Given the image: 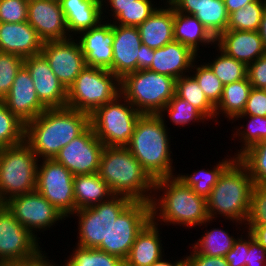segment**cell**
<instances>
[{
  "label": "cell",
  "mask_w": 266,
  "mask_h": 266,
  "mask_svg": "<svg viewBox=\"0 0 266 266\" xmlns=\"http://www.w3.org/2000/svg\"><path fill=\"white\" fill-rule=\"evenodd\" d=\"M265 170L263 160L236 158L222 172L206 198L209 218L215 221L216 217L223 216L229 223H235L236 228L245 227L252 188Z\"/></svg>",
  "instance_id": "cell-1"
},
{
  "label": "cell",
  "mask_w": 266,
  "mask_h": 266,
  "mask_svg": "<svg viewBox=\"0 0 266 266\" xmlns=\"http://www.w3.org/2000/svg\"><path fill=\"white\" fill-rule=\"evenodd\" d=\"M151 217L159 226L172 224L188 230L214 222L209 218L206 198L197 195L176 176L154 180Z\"/></svg>",
  "instance_id": "cell-2"
},
{
  "label": "cell",
  "mask_w": 266,
  "mask_h": 266,
  "mask_svg": "<svg viewBox=\"0 0 266 266\" xmlns=\"http://www.w3.org/2000/svg\"><path fill=\"white\" fill-rule=\"evenodd\" d=\"M90 125V115L71 109L47 108L25 124V142L39 160L54 159L58 152Z\"/></svg>",
  "instance_id": "cell-3"
},
{
  "label": "cell",
  "mask_w": 266,
  "mask_h": 266,
  "mask_svg": "<svg viewBox=\"0 0 266 266\" xmlns=\"http://www.w3.org/2000/svg\"><path fill=\"white\" fill-rule=\"evenodd\" d=\"M165 122L168 121L159 114H141L126 146L153 180L177 174L172 159L170 128Z\"/></svg>",
  "instance_id": "cell-4"
},
{
  "label": "cell",
  "mask_w": 266,
  "mask_h": 266,
  "mask_svg": "<svg viewBox=\"0 0 266 266\" xmlns=\"http://www.w3.org/2000/svg\"><path fill=\"white\" fill-rule=\"evenodd\" d=\"M98 174L114 195L133 201H152L154 180L127 147L104 146Z\"/></svg>",
  "instance_id": "cell-5"
},
{
  "label": "cell",
  "mask_w": 266,
  "mask_h": 266,
  "mask_svg": "<svg viewBox=\"0 0 266 266\" xmlns=\"http://www.w3.org/2000/svg\"><path fill=\"white\" fill-rule=\"evenodd\" d=\"M121 95L141 114H160L175 95L176 79L149 69L120 80Z\"/></svg>",
  "instance_id": "cell-6"
},
{
  "label": "cell",
  "mask_w": 266,
  "mask_h": 266,
  "mask_svg": "<svg viewBox=\"0 0 266 266\" xmlns=\"http://www.w3.org/2000/svg\"><path fill=\"white\" fill-rule=\"evenodd\" d=\"M38 164L36 154L25 141L0 148V204L35 190Z\"/></svg>",
  "instance_id": "cell-7"
},
{
  "label": "cell",
  "mask_w": 266,
  "mask_h": 266,
  "mask_svg": "<svg viewBox=\"0 0 266 266\" xmlns=\"http://www.w3.org/2000/svg\"><path fill=\"white\" fill-rule=\"evenodd\" d=\"M121 94L120 79L111 71L86 65L67 89L66 107L91 115Z\"/></svg>",
  "instance_id": "cell-8"
},
{
  "label": "cell",
  "mask_w": 266,
  "mask_h": 266,
  "mask_svg": "<svg viewBox=\"0 0 266 266\" xmlns=\"http://www.w3.org/2000/svg\"><path fill=\"white\" fill-rule=\"evenodd\" d=\"M140 115L141 113L119 94L90 115V125L104 146L126 147Z\"/></svg>",
  "instance_id": "cell-9"
},
{
  "label": "cell",
  "mask_w": 266,
  "mask_h": 266,
  "mask_svg": "<svg viewBox=\"0 0 266 266\" xmlns=\"http://www.w3.org/2000/svg\"><path fill=\"white\" fill-rule=\"evenodd\" d=\"M39 244L40 240L0 204V266L28 265L41 260L47 253Z\"/></svg>",
  "instance_id": "cell-10"
},
{
  "label": "cell",
  "mask_w": 266,
  "mask_h": 266,
  "mask_svg": "<svg viewBox=\"0 0 266 266\" xmlns=\"http://www.w3.org/2000/svg\"><path fill=\"white\" fill-rule=\"evenodd\" d=\"M133 200L123 195H114L109 200L93 207L78 209L69 218L78 219L77 243L85 248H97L106 241L110 225Z\"/></svg>",
  "instance_id": "cell-11"
},
{
  "label": "cell",
  "mask_w": 266,
  "mask_h": 266,
  "mask_svg": "<svg viewBox=\"0 0 266 266\" xmlns=\"http://www.w3.org/2000/svg\"><path fill=\"white\" fill-rule=\"evenodd\" d=\"M151 219V202L132 201L112 222L106 241H102L97 249L124 261L137 234Z\"/></svg>",
  "instance_id": "cell-12"
},
{
  "label": "cell",
  "mask_w": 266,
  "mask_h": 266,
  "mask_svg": "<svg viewBox=\"0 0 266 266\" xmlns=\"http://www.w3.org/2000/svg\"><path fill=\"white\" fill-rule=\"evenodd\" d=\"M39 163L35 190L68 219L76 211L74 175L54 159Z\"/></svg>",
  "instance_id": "cell-13"
},
{
  "label": "cell",
  "mask_w": 266,
  "mask_h": 266,
  "mask_svg": "<svg viewBox=\"0 0 266 266\" xmlns=\"http://www.w3.org/2000/svg\"><path fill=\"white\" fill-rule=\"evenodd\" d=\"M4 205L20 224L38 239V234H45L44 231L67 219L36 190L12 197Z\"/></svg>",
  "instance_id": "cell-14"
},
{
  "label": "cell",
  "mask_w": 266,
  "mask_h": 266,
  "mask_svg": "<svg viewBox=\"0 0 266 266\" xmlns=\"http://www.w3.org/2000/svg\"><path fill=\"white\" fill-rule=\"evenodd\" d=\"M104 145L89 125L79 136L64 146L54 160L74 176L98 173Z\"/></svg>",
  "instance_id": "cell-15"
},
{
  "label": "cell",
  "mask_w": 266,
  "mask_h": 266,
  "mask_svg": "<svg viewBox=\"0 0 266 266\" xmlns=\"http://www.w3.org/2000/svg\"><path fill=\"white\" fill-rule=\"evenodd\" d=\"M41 53L66 89L74 83L76 77L86 66L81 46L75 37L44 42Z\"/></svg>",
  "instance_id": "cell-16"
},
{
  "label": "cell",
  "mask_w": 266,
  "mask_h": 266,
  "mask_svg": "<svg viewBox=\"0 0 266 266\" xmlns=\"http://www.w3.org/2000/svg\"><path fill=\"white\" fill-rule=\"evenodd\" d=\"M27 22L35 29L43 42L72 38L60 2L28 0Z\"/></svg>",
  "instance_id": "cell-17"
},
{
  "label": "cell",
  "mask_w": 266,
  "mask_h": 266,
  "mask_svg": "<svg viewBox=\"0 0 266 266\" xmlns=\"http://www.w3.org/2000/svg\"><path fill=\"white\" fill-rule=\"evenodd\" d=\"M39 100L47 108H64L67 105V89L51 70L45 56L40 53L24 58Z\"/></svg>",
  "instance_id": "cell-18"
},
{
  "label": "cell",
  "mask_w": 266,
  "mask_h": 266,
  "mask_svg": "<svg viewBox=\"0 0 266 266\" xmlns=\"http://www.w3.org/2000/svg\"><path fill=\"white\" fill-rule=\"evenodd\" d=\"M88 66L112 72L114 24L103 20L75 37Z\"/></svg>",
  "instance_id": "cell-19"
},
{
  "label": "cell",
  "mask_w": 266,
  "mask_h": 266,
  "mask_svg": "<svg viewBox=\"0 0 266 266\" xmlns=\"http://www.w3.org/2000/svg\"><path fill=\"white\" fill-rule=\"evenodd\" d=\"M2 101L8 110L25 124L47 109L39 100L34 82L24 66L17 72L10 91Z\"/></svg>",
  "instance_id": "cell-20"
},
{
  "label": "cell",
  "mask_w": 266,
  "mask_h": 266,
  "mask_svg": "<svg viewBox=\"0 0 266 266\" xmlns=\"http://www.w3.org/2000/svg\"><path fill=\"white\" fill-rule=\"evenodd\" d=\"M174 10L195 16L216 39L227 30L229 14L223 0H166Z\"/></svg>",
  "instance_id": "cell-21"
},
{
  "label": "cell",
  "mask_w": 266,
  "mask_h": 266,
  "mask_svg": "<svg viewBox=\"0 0 266 266\" xmlns=\"http://www.w3.org/2000/svg\"><path fill=\"white\" fill-rule=\"evenodd\" d=\"M141 45L138 27L114 24L112 73L120 80L137 71Z\"/></svg>",
  "instance_id": "cell-22"
},
{
  "label": "cell",
  "mask_w": 266,
  "mask_h": 266,
  "mask_svg": "<svg viewBox=\"0 0 266 266\" xmlns=\"http://www.w3.org/2000/svg\"><path fill=\"white\" fill-rule=\"evenodd\" d=\"M216 46L227 56L235 58L246 66L266 54L258 31L227 29L216 38Z\"/></svg>",
  "instance_id": "cell-23"
},
{
  "label": "cell",
  "mask_w": 266,
  "mask_h": 266,
  "mask_svg": "<svg viewBox=\"0 0 266 266\" xmlns=\"http://www.w3.org/2000/svg\"><path fill=\"white\" fill-rule=\"evenodd\" d=\"M246 119L247 125L236 126L231 140L234 138L242 143L240 150L234 153V157L243 159H260L266 162V117L260 116H236L232 122ZM246 127V128H245Z\"/></svg>",
  "instance_id": "cell-24"
},
{
  "label": "cell",
  "mask_w": 266,
  "mask_h": 266,
  "mask_svg": "<svg viewBox=\"0 0 266 266\" xmlns=\"http://www.w3.org/2000/svg\"><path fill=\"white\" fill-rule=\"evenodd\" d=\"M35 29L27 22H0V52L19 55L23 58L40 54L43 47Z\"/></svg>",
  "instance_id": "cell-25"
},
{
  "label": "cell",
  "mask_w": 266,
  "mask_h": 266,
  "mask_svg": "<svg viewBox=\"0 0 266 266\" xmlns=\"http://www.w3.org/2000/svg\"><path fill=\"white\" fill-rule=\"evenodd\" d=\"M200 57L187 46L173 41L154 49V57L149 70L179 79L190 73L194 61Z\"/></svg>",
  "instance_id": "cell-26"
},
{
  "label": "cell",
  "mask_w": 266,
  "mask_h": 266,
  "mask_svg": "<svg viewBox=\"0 0 266 266\" xmlns=\"http://www.w3.org/2000/svg\"><path fill=\"white\" fill-rule=\"evenodd\" d=\"M163 4L138 26L142 44L149 48L158 49L174 41V8L166 0Z\"/></svg>",
  "instance_id": "cell-27"
},
{
  "label": "cell",
  "mask_w": 266,
  "mask_h": 266,
  "mask_svg": "<svg viewBox=\"0 0 266 266\" xmlns=\"http://www.w3.org/2000/svg\"><path fill=\"white\" fill-rule=\"evenodd\" d=\"M160 229L152 219L143 227L124 260V266H150L165 255Z\"/></svg>",
  "instance_id": "cell-28"
},
{
  "label": "cell",
  "mask_w": 266,
  "mask_h": 266,
  "mask_svg": "<svg viewBox=\"0 0 266 266\" xmlns=\"http://www.w3.org/2000/svg\"><path fill=\"white\" fill-rule=\"evenodd\" d=\"M60 5L71 37L103 21L101 0H62Z\"/></svg>",
  "instance_id": "cell-29"
},
{
  "label": "cell",
  "mask_w": 266,
  "mask_h": 266,
  "mask_svg": "<svg viewBox=\"0 0 266 266\" xmlns=\"http://www.w3.org/2000/svg\"><path fill=\"white\" fill-rule=\"evenodd\" d=\"M173 37L174 41L187 46L198 56L203 52L200 47L207 48L209 45L208 48L213 46L214 49L216 46V39L195 16L176 10H174Z\"/></svg>",
  "instance_id": "cell-30"
},
{
  "label": "cell",
  "mask_w": 266,
  "mask_h": 266,
  "mask_svg": "<svg viewBox=\"0 0 266 266\" xmlns=\"http://www.w3.org/2000/svg\"><path fill=\"white\" fill-rule=\"evenodd\" d=\"M112 196L114 194L98 173L74 176L76 210L93 207Z\"/></svg>",
  "instance_id": "cell-31"
},
{
  "label": "cell",
  "mask_w": 266,
  "mask_h": 266,
  "mask_svg": "<svg viewBox=\"0 0 266 266\" xmlns=\"http://www.w3.org/2000/svg\"><path fill=\"white\" fill-rule=\"evenodd\" d=\"M252 85L248 77L237 82L226 84L223 87V92L219 103L215 106V122L220 117L227 118L228 122L232 121L237 115L242 114L245 109L246 102Z\"/></svg>",
  "instance_id": "cell-32"
},
{
  "label": "cell",
  "mask_w": 266,
  "mask_h": 266,
  "mask_svg": "<svg viewBox=\"0 0 266 266\" xmlns=\"http://www.w3.org/2000/svg\"><path fill=\"white\" fill-rule=\"evenodd\" d=\"M154 3V0H135V3L127 7L102 8L103 20L108 19L106 21L121 26L138 27L158 8L156 5H160L162 2L159 1V4L157 2L156 4Z\"/></svg>",
  "instance_id": "cell-33"
},
{
  "label": "cell",
  "mask_w": 266,
  "mask_h": 266,
  "mask_svg": "<svg viewBox=\"0 0 266 266\" xmlns=\"http://www.w3.org/2000/svg\"><path fill=\"white\" fill-rule=\"evenodd\" d=\"M230 155L219 160L217 164L213 165L210 169L201 168L200 170H195L192 174L178 173L175 176L186 186L192 188L197 195L207 198L218 182L222 172L236 159V157L232 156L233 154Z\"/></svg>",
  "instance_id": "cell-34"
},
{
  "label": "cell",
  "mask_w": 266,
  "mask_h": 266,
  "mask_svg": "<svg viewBox=\"0 0 266 266\" xmlns=\"http://www.w3.org/2000/svg\"><path fill=\"white\" fill-rule=\"evenodd\" d=\"M175 95L192 104L211 123L215 121V106L207 99L195 78L189 73L176 79Z\"/></svg>",
  "instance_id": "cell-35"
},
{
  "label": "cell",
  "mask_w": 266,
  "mask_h": 266,
  "mask_svg": "<svg viewBox=\"0 0 266 266\" xmlns=\"http://www.w3.org/2000/svg\"><path fill=\"white\" fill-rule=\"evenodd\" d=\"M228 231L218 227L209 231L207 229L198 240H195L192 247L202 255L224 257L232 249L233 243L237 239L233 234L230 235Z\"/></svg>",
  "instance_id": "cell-36"
},
{
  "label": "cell",
  "mask_w": 266,
  "mask_h": 266,
  "mask_svg": "<svg viewBox=\"0 0 266 266\" xmlns=\"http://www.w3.org/2000/svg\"><path fill=\"white\" fill-rule=\"evenodd\" d=\"M75 246L60 266H124V261L118 256L97 248ZM53 264L59 266L55 261Z\"/></svg>",
  "instance_id": "cell-37"
},
{
  "label": "cell",
  "mask_w": 266,
  "mask_h": 266,
  "mask_svg": "<svg viewBox=\"0 0 266 266\" xmlns=\"http://www.w3.org/2000/svg\"><path fill=\"white\" fill-rule=\"evenodd\" d=\"M168 113V114H166ZM163 120L168 117L174 126L185 127L195 123H205L209 120L192 104L174 95L159 114ZM167 115V116H166Z\"/></svg>",
  "instance_id": "cell-38"
},
{
  "label": "cell",
  "mask_w": 266,
  "mask_h": 266,
  "mask_svg": "<svg viewBox=\"0 0 266 266\" xmlns=\"http://www.w3.org/2000/svg\"><path fill=\"white\" fill-rule=\"evenodd\" d=\"M214 48L218 54L206 64L223 85L237 82L247 77V66L244 63L227 56L217 46Z\"/></svg>",
  "instance_id": "cell-39"
},
{
  "label": "cell",
  "mask_w": 266,
  "mask_h": 266,
  "mask_svg": "<svg viewBox=\"0 0 266 266\" xmlns=\"http://www.w3.org/2000/svg\"><path fill=\"white\" fill-rule=\"evenodd\" d=\"M266 0H257L229 14L227 29L258 31Z\"/></svg>",
  "instance_id": "cell-40"
},
{
  "label": "cell",
  "mask_w": 266,
  "mask_h": 266,
  "mask_svg": "<svg viewBox=\"0 0 266 266\" xmlns=\"http://www.w3.org/2000/svg\"><path fill=\"white\" fill-rule=\"evenodd\" d=\"M25 141V123L12 114L0 100V148L21 144Z\"/></svg>",
  "instance_id": "cell-41"
},
{
  "label": "cell",
  "mask_w": 266,
  "mask_h": 266,
  "mask_svg": "<svg viewBox=\"0 0 266 266\" xmlns=\"http://www.w3.org/2000/svg\"><path fill=\"white\" fill-rule=\"evenodd\" d=\"M197 60L200 61L198 58L194 61L190 74L195 78L207 99L216 106L221 99L224 85L206 62L200 61L199 64Z\"/></svg>",
  "instance_id": "cell-42"
},
{
  "label": "cell",
  "mask_w": 266,
  "mask_h": 266,
  "mask_svg": "<svg viewBox=\"0 0 266 266\" xmlns=\"http://www.w3.org/2000/svg\"><path fill=\"white\" fill-rule=\"evenodd\" d=\"M266 224V170L256 180L250 195V206L244 226Z\"/></svg>",
  "instance_id": "cell-43"
},
{
  "label": "cell",
  "mask_w": 266,
  "mask_h": 266,
  "mask_svg": "<svg viewBox=\"0 0 266 266\" xmlns=\"http://www.w3.org/2000/svg\"><path fill=\"white\" fill-rule=\"evenodd\" d=\"M24 64V58L11 53L0 52V100L8 94L17 72Z\"/></svg>",
  "instance_id": "cell-44"
},
{
  "label": "cell",
  "mask_w": 266,
  "mask_h": 266,
  "mask_svg": "<svg viewBox=\"0 0 266 266\" xmlns=\"http://www.w3.org/2000/svg\"><path fill=\"white\" fill-rule=\"evenodd\" d=\"M28 0H0V22L27 21Z\"/></svg>",
  "instance_id": "cell-45"
},
{
  "label": "cell",
  "mask_w": 266,
  "mask_h": 266,
  "mask_svg": "<svg viewBox=\"0 0 266 266\" xmlns=\"http://www.w3.org/2000/svg\"><path fill=\"white\" fill-rule=\"evenodd\" d=\"M241 235L234 241L232 249L224 256L229 266H245L248 254V231L243 227ZM246 232V233H245ZM245 233V236L242 235Z\"/></svg>",
  "instance_id": "cell-46"
},
{
  "label": "cell",
  "mask_w": 266,
  "mask_h": 266,
  "mask_svg": "<svg viewBox=\"0 0 266 266\" xmlns=\"http://www.w3.org/2000/svg\"><path fill=\"white\" fill-rule=\"evenodd\" d=\"M237 116L266 117V92L263 89L252 88L244 111Z\"/></svg>",
  "instance_id": "cell-47"
},
{
  "label": "cell",
  "mask_w": 266,
  "mask_h": 266,
  "mask_svg": "<svg viewBox=\"0 0 266 266\" xmlns=\"http://www.w3.org/2000/svg\"><path fill=\"white\" fill-rule=\"evenodd\" d=\"M247 77L252 88L264 89L266 87V54L247 66Z\"/></svg>",
  "instance_id": "cell-48"
},
{
  "label": "cell",
  "mask_w": 266,
  "mask_h": 266,
  "mask_svg": "<svg viewBox=\"0 0 266 266\" xmlns=\"http://www.w3.org/2000/svg\"><path fill=\"white\" fill-rule=\"evenodd\" d=\"M192 251L186 255V266H229L225 257H211L199 254L191 245L189 246Z\"/></svg>",
  "instance_id": "cell-49"
},
{
  "label": "cell",
  "mask_w": 266,
  "mask_h": 266,
  "mask_svg": "<svg viewBox=\"0 0 266 266\" xmlns=\"http://www.w3.org/2000/svg\"><path fill=\"white\" fill-rule=\"evenodd\" d=\"M245 266H266V249L248 231V254Z\"/></svg>",
  "instance_id": "cell-50"
},
{
  "label": "cell",
  "mask_w": 266,
  "mask_h": 266,
  "mask_svg": "<svg viewBox=\"0 0 266 266\" xmlns=\"http://www.w3.org/2000/svg\"><path fill=\"white\" fill-rule=\"evenodd\" d=\"M154 57V49L146 45L140 46V54L137 57V70L149 69Z\"/></svg>",
  "instance_id": "cell-51"
},
{
  "label": "cell",
  "mask_w": 266,
  "mask_h": 266,
  "mask_svg": "<svg viewBox=\"0 0 266 266\" xmlns=\"http://www.w3.org/2000/svg\"><path fill=\"white\" fill-rule=\"evenodd\" d=\"M244 228L266 249V224L262 226H245Z\"/></svg>",
  "instance_id": "cell-52"
},
{
  "label": "cell",
  "mask_w": 266,
  "mask_h": 266,
  "mask_svg": "<svg viewBox=\"0 0 266 266\" xmlns=\"http://www.w3.org/2000/svg\"><path fill=\"white\" fill-rule=\"evenodd\" d=\"M223 1L226 6L227 13L230 14L235 10L244 7L246 4H249L257 0H223Z\"/></svg>",
  "instance_id": "cell-53"
},
{
  "label": "cell",
  "mask_w": 266,
  "mask_h": 266,
  "mask_svg": "<svg viewBox=\"0 0 266 266\" xmlns=\"http://www.w3.org/2000/svg\"><path fill=\"white\" fill-rule=\"evenodd\" d=\"M165 256H163L161 259H159L158 261L152 263L150 266H186V257H182L181 259L179 258V260L175 259V261H171L169 259V261L164 258Z\"/></svg>",
  "instance_id": "cell-54"
},
{
  "label": "cell",
  "mask_w": 266,
  "mask_h": 266,
  "mask_svg": "<svg viewBox=\"0 0 266 266\" xmlns=\"http://www.w3.org/2000/svg\"><path fill=\"white\" fill-rule=\"evenodd\" d=\"M101 3H102V8L127 7L135 3V0H101Z\"/></svg>",
  "instance_id": "cell-55"
},
{
  "label": "cell",
  "mask_w": 266,
  "mask_h": 266,
  "mask_svg": "<svg viewBox=\"0 0 266 266\" xmlns=\"http://www.w3.org/2000/svg\"><path fill=\"white\" fill-rule=\"evenodd\" d=\"M259 36L262 39L264 49L266 51V8L264 9L261 17L260 26L258 29Z\"/></svg>",
  "instance_id": "cell-56"
},
{
  "label": "cell",
  "mask_w": 266,
  "mask_h": 266,
  "mask_svg": "<svg viewBox=\"0 0 266 266\" xmlns=\"http://www.w3.org/2000/svg\"><path fill=\"white\" fill-rule=\"evenodd\" d=\"M46 254L41 260L28 265H1V266H51L54 260H50Z\"/></svg>",
  "instance_id": "cell-57"
}]
</instances>
